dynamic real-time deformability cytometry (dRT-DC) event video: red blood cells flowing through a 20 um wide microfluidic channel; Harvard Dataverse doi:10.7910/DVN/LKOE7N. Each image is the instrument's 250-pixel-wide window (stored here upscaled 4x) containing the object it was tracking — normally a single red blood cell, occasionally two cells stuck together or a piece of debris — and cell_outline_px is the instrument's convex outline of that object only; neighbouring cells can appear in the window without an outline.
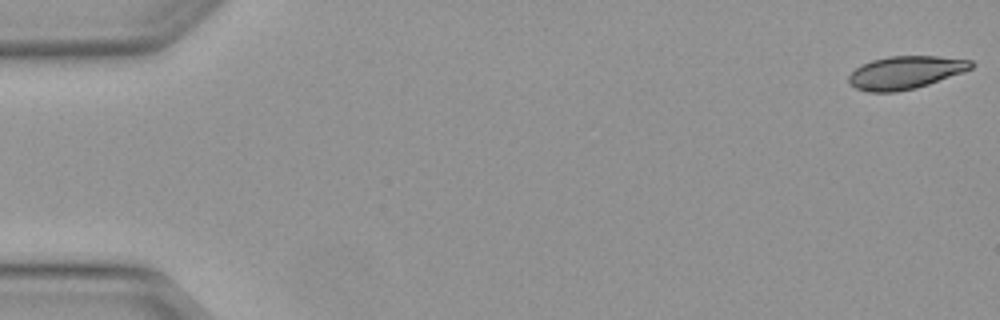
{"species": "Egyptian fruit bat (a non-hibernating species)", "species_latin": "Rousettus aegyptiacus", "temperature_condition": "warm", "stored_images_in_passage": 50, "camera_frame_rate_fps": 3000, "um_per_image_px": 0.085, "animal": {"sex": "female"}, "frame": {"image": 1, "passage_image": 1, "time_ms": 0.0, "image_size_px": [1000, 320], "cell_outline_px": [[976, 64], [972, 68], [964, 72], [916, 88], [896, 92], [868, 92], [856, 88], [848, 84], [848, 76], [860, 64], [872, 60], [888, 56], [936, 56], [972, 60]], "centroid_in_image_um": [76.95, 6.16], "position_along_channel_um": 8.0, "area_um2": 23.64}}
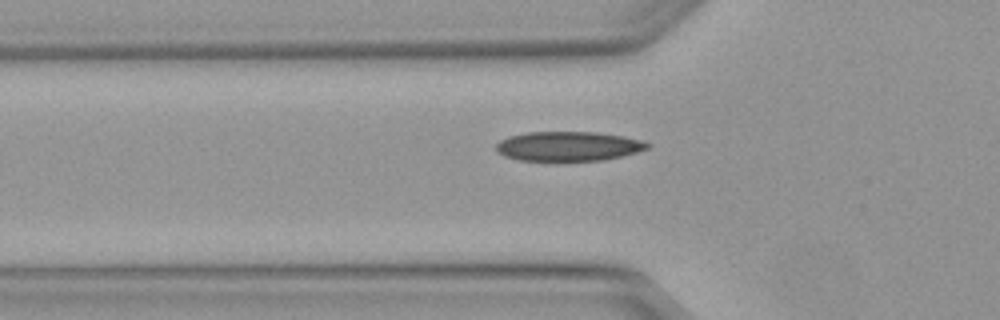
{"frame": {"image": 2, "passage_image": 17, "time_ms": 5.333, "image_size_px": [1000, 320], "cell_outline_px": [[652, 144], [648, 148], [636, 152], [604, 160], [520, 160], [504, 156], [496, 152], [496, 144], [500, 140], [508, 136], [528, 132], [596, 132], [624, 136], [640, 140]], "centroid_in_image_um": [48.29, 12.42], "position_along_channel_um": 77.5, "area_um2": 25.89}}
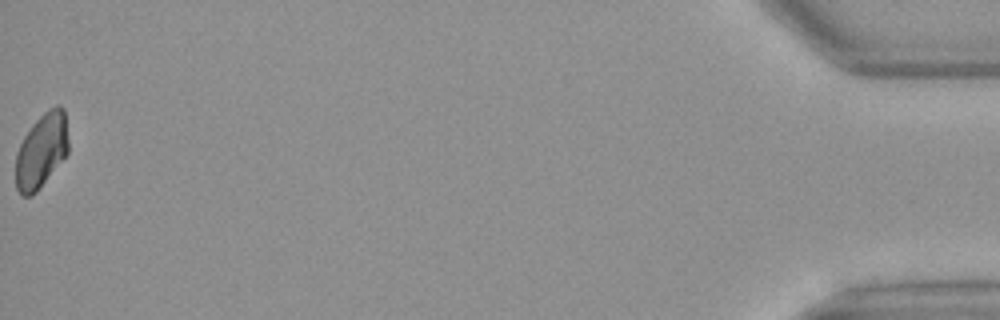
{"frame": {"image": 3, "passage_image": 50, "time_ms": 16.333, "image_size_px": [1000, 320], "cell_outline_px": [[68, 152], [36, 192], [32, 196], [20, 196], [16, 188], [16, 152], [24, 136], [32, 124], [48, 108], [56, 104], [60, 104], [64, 108], [68, 140]], "centroid_in_image_um": [3.51, 12.79], "position_along_channel_um": 431.7, "area_um2": 22.89}, "authors_computed_cell_mechanics": {"area_um2": 24.565, "velocity_mm_per_s": 4.1334, "shape_relaxation_time_tau1_ms": 8.416, "shape_relaxation_time_tau2_ms": 5.975, "deformation_change_tau1": 0.1897, "deformation_change_tau2": 0.1126}}